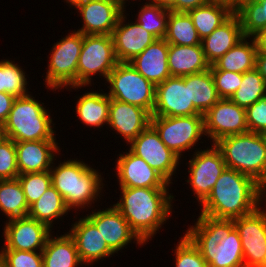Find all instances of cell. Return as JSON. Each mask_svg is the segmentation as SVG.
<instances>
[{
    "mask_svg": "<svg viewBox=\"0 0 266 267\" xmlns=\"http://www.w3.org/2000/svg\"><path fill=\"white\" fill-rule=\"evenodd\" d=\"M168 69L171 76L182 77L210 69L202 45L182 46L169 44Z\"/></svg>",
    "mask_w": 266,
    "mask_h": 267,
    "instance_id": "obj_26",
    "label": "cell"
},
{
    "mask_svg": "<svg viewBox=\"0 0 266 267\" xmlns=\"http://www.w3.org/2000/svg\"><path fill=\"white\" fill-rule=\"evenodd\" d=\"M215 145L227 168L253 178L266 190V143L264 134L246 132L224 137Z\"/></svg>",
    "mask_w": 266,
    "mask_h": 267,
    "instance_id": "obj_6",
    "label": "cell"
},
{
    "mask_svg": "<svg viewBox=\"0 0 266 267\" xmlns=\"http://www.w3.org/2000/svg\"><path fill=\"white\" fill-rule=\"evenodd\" d=\"M200 114L190 102L185 76H171L155 86V103L151 117H182Z\"/></svg>",
    "mask_w": 266,
    "mask_h": 267,
    "instance_id": "obj_16",
    "label": "cell"
},
{
    "mask_svg": "<svg viewBox=\"0 0 266 267\" xmlns=\"http://www.w3.org/2000/svg\"><path fill=\"white\" fill-rule=\"evenodd\" d=\"M68 230L74 239L78 256L83 265L91 266L104 258L114 256L97 227L86 217L79 218Z\"/></svg>",
    "mask_w": 266,
    "mask_h": 267,
    "instance_id": "obj_21",
    "label": "cell"
},
{
    "mask_svg": "<svg viewBox=\"0 0 266 267\" xmlns=\"http://www.w3.org/2000/svg\"><path fill=\"white\" fill-rule=\"evenodd\" d=\"M256 53L257 50L254 39L252 37H244L226 54L210 65V70L243 74L255 68Z\"/></svg>",
    "mask_w": 266,
    "mask_h": 267,
    "instance_id": "obj_29",
    "label": "cell"
},
{
    "mask_svg": "<svg viewBox=\"0 0 266 267\" xmlns=\"http://www.w3.org/2000/svg\"><path fill=\"white\" fill-rule=\"evenodd\" d=\"M151 114L136 105L110 100L107 127L122 136L127 145L151 124Z\"/></svg>",
    "mask_w": 266,
    "mask_h": 267,
    "instance_id": "obj_22",
    "label": "cell"
},
{
    "mask_svg": "<svg viewBox=\"0 0 266 267\" xmlns=\"http://www.w3.org/2000/svg\"><path fill=\"white\" fill-rule=\"evenodd\" d=\"M255 69L264 78L266 82V53H256Z\"/></svg>",
    "mask_w": 266,
    "mask_h": 267,
    "instance_id": "obj_48",
    "label": "cell"
},
{
    "mask_svg": "<svg viewBox=\"0 0 266 267\" xmlns=\"http://www.w3.org/2000/svg\"><path fill=\"white\" fill-rule=\"evenodd\" d=\"M246 122L249 132L266 133V96L246 108Z\"/></svg>",
    "mask_w": 266,
    "mask_h": 267,
    "instance_id": "obj_44",
    "label": "cell"
},
{
    "mask_svg": "<svg viewBox=\"0 0 266 267\" xmlns=\"http://www.w3.org/2000/svg\"><path fill=\"white\" fill-rule=\"evenodd\" d=\"M4 245L1 249L43 251L48 237L54 232L43 222L29 216L4 221Z\"/></svg>",
    "mask_w": 266,
    "mask_h": 267,
    "instance_id": "obj_15",
    "label": "cell"
},
{
    "mask_svg": "<svg viewBox=\"0 0 266 267\" xmlns=\"http://www.w3.org/2000/svg\"><path fill=\"white\" fill-rule=\"evenodd\" d=\"M212 1H217V2L228 4L235 10L241 4L243 0H212Z\"/></svg>",
    "mask_w": 266,
    "mask_h": 267,
    "instance_id": "obj_50",
    "label": "cell"
},
{
    "mask_svg": "<svg viewBox=\"0 0 266 267\" xmlns=\"http://www.w3.org/2000/svg\"><path fill=\"white\" fill-rule=\"evenodd\" d=\"M185 85H189L190 102L204 115L219 99L211 70L185 75Z\"/></svg>",
    "mask_w": 266,
    "mask_h": 267,
    "instance_id": "obj_31",
    "label": "cell"
},
{
    "mask_svg": "<svg viewBox=\"0 0 266 267\" xmlns=\"http://www.w3.org/2000/svg\"><path fill=\"white\" fill-rule=\"evenodd\" d=\"M210 145L207 149L195 150L191 159L185 163L188 164L189 174L185 181L190 184L199 205L211 193L218 177L227 168L220 149L215 144Z\"/></svg>",
    "mask_w": 266,
    "mask_h": 267,
    "instance_id": "obj_11",
    "label": "cell"
},
{
    "mask_svg": "<svg viewBox=\"0 0 266 267\" xmlns=\"http://www.w3.org/2000/svg\"><path fill=\"white\" fill-rule=\"evenodd\" d=\"M234 13L239 17L244 37L266 29V0H243Z\"/></svg>",
    "mask_w": 266,
    "mask_h": 267,
    "instance_id": "obj_35",
    "label": "cell"
},
{
    "mask_svg": "<svg viewBox=\"0 0 266 267\" xmlns=\"http://www.w3.org/2000/svg\"><path fill=\"white\" fill-rule=\"evenodd\" d=\"M143 6V7H142ZM138 10L137 21L156 39H164L167 28L169 10L156 4L145 2Z\"/></svg>",
    "mask_w": 266,
    "mask_h": 267,
    "instance_id": "obj_38",
    "label": "cell"
},
{
    "mask_svg": "<svg viewBox=\"0 0 266 267\" xmlns=\"http://www.w3.org/2000/svg\"><path fill=\"white\" fill-rule=\"evenodd\" d=\"M117 64L112 35H83L77 65V87L70 86L65 89L77 91L76 89L92 86V77L96 74L98 78L102 77L106 81Z\"/></svg>",
    "mask_w": 266,
    "mask_h": 267,
    "instance_id": "obj_7",
    "label": "cell"
},
{
    "mask_svg": "<svg viewBox=\"0 0 266 267\" xmlns=\"http://www.w3.org/2000/svg\"><path fill=\"white\" fill-rule=\"evenodd\" d=\"M29 209L19 180H0V211L6 219L28 216Z\"/></svg>",
    "mask_w": 266,
    "mask_h": 267,
    "instance_id": "obj_34",
    "label": "cell"
},
{
    "mask_svg": "<svg viewBox=\"0 0 266 267\" xmlns=\"http://www.w3.org/2000/svg\"><path fill=\"white\" fill-rule=\"evenodd\" d=\"M86 217L97 227L104 238L108 247L114 252L122 251L124 247L132 242L138 246H145V243L132 230L128 221L121 215L120 211L114 206L108 208L91 210Z\"/></svg>",
    "mask_w": 266,
    "mask_h": 267,
    "instance_id": "obj_17",
    "label": "cell"
},
{
    "mask_svg": "<svg viewBox=\"0 0 266 267\" xmlns=\"http://www.w3.org/2000/svg\"><path fill=\"white\" fill-rule=\"evenodd\" d=\"M59 163L56 166L53 162L50 169L51 184L62 195L66 206L70 211L85 209L87 212V209H93L92 204L97 200L99 202L100 197L104 196L103 175L77 158H67Z\"/></svg>",
    "mask_w": 266,
    "mask_h": 267,
    "instance_id": "obj_4",
    "label": "cell"
},
{
    "mask_svg": "<svg viewBox=\"0 0 266 267\" xmlns=\"http://www.w3.org/2000/svg\"><path fill=\"white\" fill-rule=\"evenodd\" d=\"M115 160V175L119 187L169 188L170 183L142 158L128 152L120 153Z\"/></svg>",
    "mask_w": 266,
    "mask_h": 267,
    "instance_id": "obj_19",
    "label": "cell"
},
{
    "mask_svg": "<svg viewBox=\"0 0 266 267\" xmlns=\"http://www.w3.org/2000/svg\"><path fill=\"white\" fill-rule=\"evenodd\" d=\"M198 247L209 267H245L242 243L233 219L199 214L184 232Z\"/></svg>",
    "mask_w": 266,
    "mask_h": 267,
    "instance_id": "obj_3",
    "label": "cell"
},
{
    "mask_svg": "<svg viewBox=\"0 0 266 267\" xmlns=\"http://www.w3.org/2000/svg\"><path fill=\"white\" fill-rule=\"evenodd\" d=\"M120 197L113 205L132 230L147 244L172 215L173 193L169 188L119 187ZM174 198V199H173Z\"/></svg>",
    "mask_w": 266,
    "mask_h": 267,
    "instance_id": "obj_2",
    "label": "cell"
},
{
    "mask_svg": "<svg viewBox=\"0 0 266 267\" xmlns=\"http://www.w3.org/2000/svg\"><path fill=\"white\" fill-rule=\"evenodd\" d=\"M252 38L254 39L257 53H266V29L258 31Z\"/></svg>",
    "mask_w": 266,
    "mask_h": 267,
    "instance_id": "obj_47",
    "label": "cell"
},
{
    "mask_svg": "<svg viewBox=\"0 0 266 267\" xmlns=\"http://www.w3.org/2000/svg\"><path fill=\"white\" fill-rule=\"evenodd\" d=\"M22 190L29 207L51 186L49 171L34 172L18 175Z\"/></svg>",
    "mask_w": 266,
    "mask_h": 267,
    "instance_id": "obj_39",
    "label": "cell"
},
{
    "mask_svg": "<svg viewBox=\"0 0 266 267\" xmlns=\"http://www.w3.org/2000/svg\"><path fill=\"white\" fill-rule=\"evenodd\" d=\"M180 239L172 250L175 252V267H209L198 247L185 233Z\"/></svg>",
    "mask_w": 266,
    "mask_h": 267,
    "instance_id": "obj_40",
    "label": "cell"
},
{
    "mask_svg": "<svg viewBox=\"0 0 266 267\" xmlns=\"http://www.w3.org/2000/svg\"><path fill=\"white\" fill-rule=\"evenodd\" d=\"M70 212V209L66 206L62 195L51 185L41 195V197L35 201L29 209L28 216L45 223L51 229L58 219H63Z\"/></svg>",
    "mask_w": 266,
    "mask_h": 267,
    "instance_id": "obj_32",
    "label": "cell"
},
{
    "mask_svg": "<svg viewBox=\"0 0 266 267\" xmlns=\"http://www.w3.org/2000/svg\"><path fill=\"white\" fill-rule=\"evenodd\" d=\"M51 47L47 71L45 75V88L52 91L62 90L70 86L77 87V65L82 49L83 34L75 30Z\"/></svg>",
    "mask_w": 266,
    "mask_h": 267,
    "instance_id": "obj_8",
    "label": "cell"
},
{
    "mask_svg": "<svg viewBox=\"0 0 266 267\" xmlns=\"http://www.w3.org/2000/svg\"><path fill=\"white\" fill-rule=\"evenodd\" d=\"M54 124L49 109L29 93L15 99L1 135L14 142L56 140Z\"/></svg>",
    "mask_w": 266,
    "mask_h": 267,
    "instance_id": "obj_5",
    "label": "cell"
},
{
    "mask_svg": "<svg viewBox=\"0 0 266 267\" xmlns=\"http://www.w3.org/2000/svg\"><path fill=\"white\" fill-rule=\"evenodd\" d=\"M149 2L166 8L169 11H175V0H149Z\"/></svg>",
    "mask_w": 266,
    "mask_h": 267,
    "instance_id": "obj_49",
    "label": "cell"
},
{
    "mask_svg": "<svg viewBox=\"0 0 266 267\" xmlns=\"http://www.w3.org/2000/svg\"><path fill=\"white\" fill-rule=\"evenodd\" d=\"M128 0H118V2L126 9V2H127ZM132 1V0H131ZM133 1H136V0H133ZM140 1V0H139ZM142 1V0H141ZM149 0H146V2H148Z\"/></svg>",
    "mask_w": 266,
    "mask_h": 267,
    "instance_id": "obj_52",
    "label": "cell"
},
{
    "mask_svg": "<svg viewBox=\"0 0 266 267\" xmlns=\"http://www.w3.org/2000/svg\"><path fill=\"white\" fill-rule=\"evenodd\" d=\"M204 125L205 135L212 144L227 136L246 133V109L221 98L204 114Z\"/></svg>",
    "mask_w": 266,
    "mask_h": 267,
    "instance_id": "obj_14",
    "label": "cell"
},
{
    "mask_svg": "<svg viewBox=\"0 0 266 267\" xmlns=\"http://www.w3.org/2000/svg\"><path fill=\"white\" fill-rule=\"evenodd\" d=\"M266 201V190L253 178L226 168L211 193L198 206L201 215L235 219L255 211Z\"/></svg>",
    "mask_w": 266,
    "mask_h": 267,
    "instance_id": "obj_1",
    "label": "cell"
},
{
    "mask_svg": "<svg viewBox=\"0 0 266 267\" xmlns=\"http://www.w3.org/2000/svg\"><path fill=\"white\" fill-rule=\"evenodd\" d=\"M243 38L239 17L234 13L209 36L201 40L206 61L212 65Z\"/></svg>",
    "mask_w": 266,
    "mask_h": 267,
    "instance_id": "obj_25",
    "label": "cell"
},
{
    "mask_svg": "<svg viewBox=\"0 0 266 267\" xmlns=\"http://www.w3.org/2000/svg\"><path fill=\"white\" fill-rule=\"evenodd\" d=\"M15 99L16 97L9 93L0 92V127L7 120Z\"/></svg>",
    "mask_w": 266,
    "mask_h": 267,
    "instance_id": "obj_45",
    "label": "cell"
},
{
    "mask_svg": "<svg viewBox=\"0 0 266 267\" xmlns=\"http://www.w3.org/2000/svg\"><path fill=\"white\" fill-rule=\"evenodd\" d=\"M128 145L133 154L144 159L170 184L173 183V175L176 176V169L181 165L179 162L182 159L163 143L158 132L151 124Z\"/></svg>",
    "mask_w": 266,
    "mask_h": 267,
    "instance_id": "obj_13",
    "label": "cell"
},
{
    "mask_svg": "<svg viewBox=\"0 0 266 267\" xmlns=\"http://www.w3.org/2000/svg\"><path fill=\"white\" fill-rule=\"evenodd\" d=\"M151 125L163 143L180 159L182 153L192 151L205 135L204 115L182 117H151Z\"/></svg>",
    "mask_w": 266,
    "mask_h": 267,
    "instance_id": "obj_10",
    "label": "cell"
},
{
    "mask_svg": "<svg viewBox=\"0 0 266 267\" xmlns=\"http://www.w3.org/2000/svg\"><path fill=\"white\" fill-rule=\"evenodd\" d=\"M164 39L168 44L201 45V39L188 12L169 11Z\"/></svg>",
    "mask_w": 266,
    "mask_h": 267,
    "instance_id": "obj_33",
    "label": "cell"
},
{
    "mask_svg": "<svg viewBox=\"0 0 266 267\" xmlns=\"http://www.w3.org/2000/svg\"><path fill=\"white\" fill-rule=\"evenodd\" d=\"M56 141L15 142L19 175L49 171L57 159V154H61L60 143Z\"/></svg>",
    "mask_w": 266,
    "mask_h": 267,
    "instance_id": "obj_23",
    "label": "cell"
},
{
    "mask_svg": "<svg viewBox=\"0 0 266 267\" xmlns=\"http://www.w3.org/2000/svg\"><path fill=\"white\" fill-rule=\"evenodd\" d=\"M17 63L10 59L0 60V92L9 93L16 98L30 93L27 88L28 75Z\"/></svg>",
    "mask_w": 266,
    "mask_h": 267,
    "instance_id": "obj_36",
    "label": "cell"
},
{
    "mask_svg": "<svg viewBox=\"0 0 266 267\" xmlns=\"http://www.w3.org/2000/svg\"><path fill=\"white\" fill-rule=\"evenodd\" d=\"M266 96V82L254 68L242 74V84L230 100L238 106L247 108Z\"/></svg>",
    "mask_w": 266,
    "mask_h": 267,
    "instance_id": "obj_37",
    "label": "cell"
},
{
    "mask_svg": "<svg viewBox=\"0 0 266 267\" xmlns=\"http://www.w3.org/2000/svg\"><path fill=\"white\" fill-rule=\"evenodd\" d=\"M18 175L15 142L0 135V180L16 179Z\"/></svg>",
    "mask_w": 266,
    "mask_h": 267,
    "instance_id": "obj_42",
    "label": "cell"
},
{
    "mask_svg": "<svg viewBox=\"0 0 266 267\" xmlns=\"http://www.w3.org/2000/svg\"><path fill=\"white\" fill-rule=\"evenodd\" d=\"M75 10L82 17V27L76 31L83 35H112L119 18L126 10L118 0H86Z\"/></svg>",
    "mask_w": 266,
    "mask_h": 267,
    "instance_id": "obj_18",
    "label": "cell"
},
{
    "mask_svg": "<svg viewBox=\"0 0 266 267\" xmlns=\"http://www.w3.org/2000/svg\"><path fill=\"white\" fill-rule=\"evenodd\" d=\"M43 267H79L81 263L74 239L65 232L50 235L42 251Z\"/></svg>",
    "mask_w": 266,
    "mask_h": 267,
    "instance_id": "obj_28",
    "label": "cell"
},
{
    "mask_svg": "<svg viewBox=\"0 0 266 267\" xmlns=\"http://www.w3.org/2000/svg\"><path fill=\"white\" fill-rule=\"evenodd\" d=\"M105 83L106 92L116 99L147 110L151 115L155 103V85L143 77L129 62H118Z\"/></svg>",
    "mask_w": 266,
    "mask_h": 267,
    "instance_id": "obj_9",
    "label": "cell"
},
{
    "mask_svg": "<svg viewBox=\"0 0 266 267\" xmlns=\"http://www.w3.org/2000/svg\"><path fill=\"white\" fill-rule=\"evenodd\" d=\"M126 14V15H125ZM126 10L122 13L112 38L118 62H130L157 39L137 21L127 22Z\"/></svg>",
    "mask_w": 266,
    "mask_h": 267,
    "instance_id": "obj_20",
    "label": "cell"
},
{
    "mask_svg": "<svg viewBox=\"0 0 266 267\" xmlns=\"http://www.w3.org/2000/svg\"><path fill=\"white\" fill-rule=\"evenodd\" d=\"M210 1L211 0H175V12H188Z\"/></svg>",
    "mask_w": 266,
    "mask_h": 267,
    "instance_id": "obj_46",
    "label": "cell"
},
{
    "mask_svg": "<svg viewBox=\"0 0 266 267\" xmlns=\"http://www.w3.org/2000/svg\"><path fill=\"white\" fill-rule=\"evenodd\" d=\"M188 14L202 40L226 22L234 14V9L228 4L211 0L205 5L189 10Z\"/></svg>",
    "mask_w": 266,
    "mask_h": 267,
    "instance_id": "obj_30",
    "label": "cell"
},
{
    "mask_svg": "<svg viewBox=\"0 0 266 267\" xmlns=\"http://www.w3.org/2000/svg\"><path fill=\"white\" fill-rule=\"evenodd\" d=\"M220 98L230 99L242 84V74L229 71H211Z\"/></svg>",
    "mask_w": 266,
    "mask_h": 267,
    "instance_id": "obj_43",
    "label": "cell"
},
{
    "mask_svg": "<svg viewBox=\"0 0 266 267\" xmlns=\"http://www.w3.org/2000/svg\"><path fill=\"white\" fill-rule=\"evenodd\" d=\"M169 44L157 39L129 63L153 85L157 86L171 77L168 69Z\"/></svg>",
    "mask_w": 266,
    "mask_h": 267,
    "instance_id": "obj_24",
    "label": "cell"
},
{
    "mask_svg": "<svg viewBox=\"0 0 266 267\" xmlns=\"http://www.w3.org/2000/svg\"><path fill=\"white\" fill-rule=\"evenodd\" d=\"M0 250V263L4 267H43L42 251Z\"/></svg>",
    "mask_w": 266,
    "mask_h": 267,
    "instance_id": "obj_41",
    "label": "cell"
},
{
    "mask_svg": "<svg viewBox=\"0 0 266 267\" xmlns=\"http://www.w3.org/2000/svg\"><path fill=\"white\" fill-rule=\"evenodd\" d=\"M68 6L73 7V9H76L80 4H83L86 0H64Z\"/></svg>",
    "mask_w": 266,
    "mask_h": 267,
    "instance_id": "obj_51",
    "label": "cell"
},
{
    "mask_svg": "<svg viewBox=\"0 0 266 267\" xmlns=\"http://www.w3.org/2000/svg\"><path fill=\"white\" fill-rule=\"evenodd\" d=\"M263 205L233 219L241 239L245 267H266V201Z\"/></svg>",
    "mask_w": 266,
    "mask_h": 267,
    "instance_id": "obj_12",
    "label": "cell"
},
{
    "mask_svg": "<svg viewBox=\"0 0 266 267\" xmlns=\"http://www.w3.org/2000/svg\"><path fill=\"white\" fill-rule=\"evenodd\" d=\"M102 91V92H101ZM85 91L81 96H76L75 117L90 128H102L108 125L109 105L111 98L103 89ZM79 98V99H78Z\"/></svg>",
    "mask_w": 266,
    "mask_h": 267,
    "instance_id": "obj_27",
    "label": "cell"
}]
</instances>
